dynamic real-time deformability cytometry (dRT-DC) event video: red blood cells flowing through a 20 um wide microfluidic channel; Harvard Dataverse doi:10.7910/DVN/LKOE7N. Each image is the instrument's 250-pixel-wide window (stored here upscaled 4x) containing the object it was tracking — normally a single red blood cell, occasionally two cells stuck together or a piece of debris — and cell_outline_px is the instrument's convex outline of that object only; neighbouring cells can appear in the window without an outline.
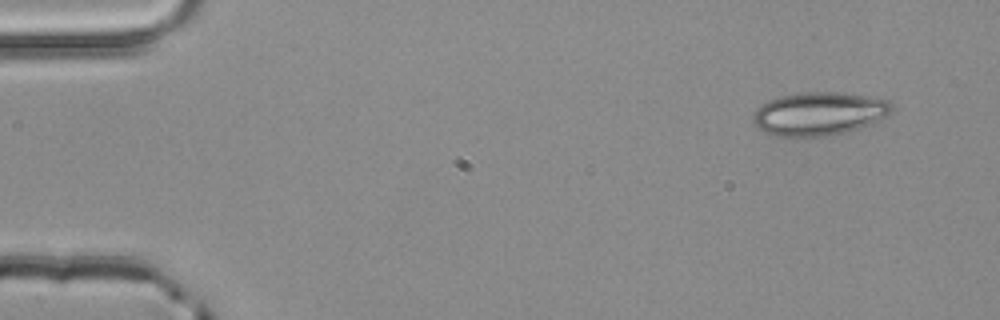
{"species": "common noctule bat (a hibernating species)", "species_latin": "Nyctalus noctula", "temperature_condition": "room temperature", "stored_images_in_passage": 3, "camera_frame_rate_fps": 3000, "um_per_image_px": 0.085, "animal": {"sex": "male", "body_mass_g": 20.4}, "frame": {"image": 1, "passage_image": 1, "time_ms": 0.0, "image_size_px": [1000, 320], "cell_outline_px": [[892, 112], [888, 116], [876, 124], [848, 132], [828, 136], [776, 136], [764, 132], [756, 128], [752, 120], [752, 116], [756, 108], [760, 104], [768, 100], [780, 96], [804, 92], [832, 92], [868, 96], [888, 100], [892, 104]], "centroid_in_image_um": [69.64, 9.68], "position_along_channel_um": 15.4, "area_um2": 35.6}}